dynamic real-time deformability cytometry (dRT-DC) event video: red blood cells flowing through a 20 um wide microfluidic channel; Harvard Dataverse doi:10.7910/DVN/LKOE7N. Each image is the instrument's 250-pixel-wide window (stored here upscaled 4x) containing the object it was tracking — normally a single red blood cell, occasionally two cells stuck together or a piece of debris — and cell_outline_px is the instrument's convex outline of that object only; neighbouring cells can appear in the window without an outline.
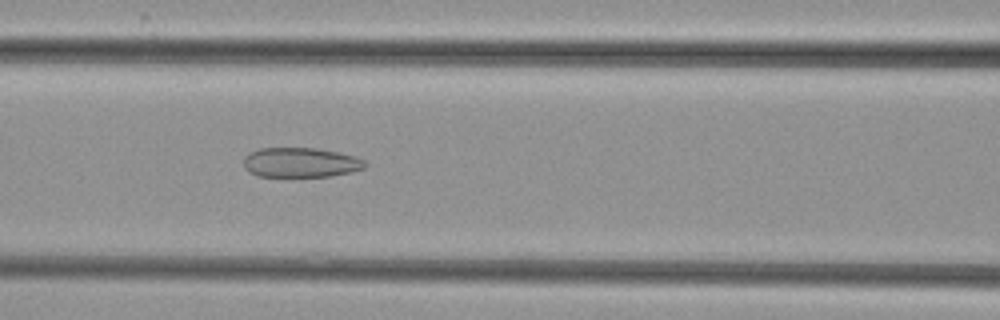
{"species": "common noctule bat (a hibernating species)", "species_latin": "Nyctalus noctula", "temperature_condition": "cold", "stored_images_in_passage": 42, "camera_frame_rate_fps": 3000, "um_per_image_px": 0.085, "animal": {"sex": "female", "body_mass_g": 29.2, "forearm_length_mm": 56.3}, "frame": {"image": 1, "passage_image": 12, "time_ms": 3.667, "image_size_px": [1000, 320], "cell_outline_px": [[368, 164], [364, 168], [332, 176], [256, 176], [248, 172], [244, 168], [244, 156], [248, 152], [260, 148], [316, 148], [336, 152], [352, 156], [364, 160]], "centroid_in_image_um": [25.49, 13.81], "position_along_channel_um": 141.1, "area_um2": 20.98}}
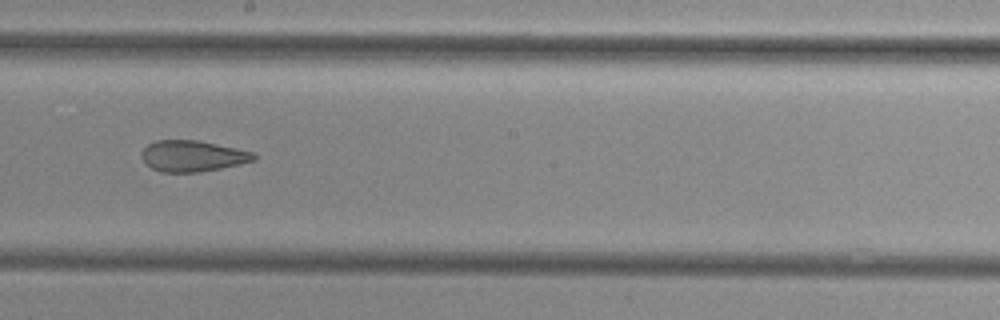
{"frame": {"image": 2, "passage_image": 19, "time_ms": 6.0, "image_size_px": [1000, 320], "cell_outline_px": [[256, 160], [240, 164], [200, 172], [160, 172], [152, 168], [140, 156], [140, 152], [148, 144], [156, 140], [196, 140], [236, 148], [252, 152], [256, 156]], "centroid_in_image_um": [16.35, 13.26], "position_along_channel_um": 231.9, "area_um2": 20.23}}
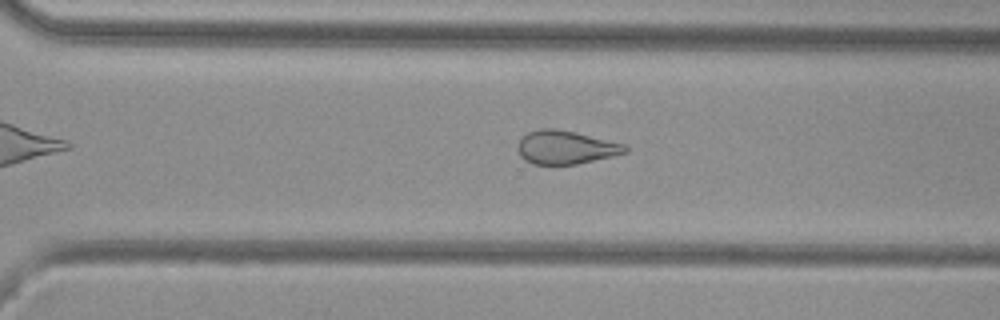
{"frame": {"image": 3, "passage_image": 26, "time_ms": 8.333, "image_size_px": [1000, 320], "cell_outline_px": [[628, 152], [612, 156], [576, 164], [532, 164], [524, 160], [520, 156], [516, 148], [516, 144], [528, 132], [540, 128], [556, 128], [576, 132], [624, 144], [628, 148]], "centroid_in_image_um": [48.04, 12.52], "position_along_channel_um": 322.6, "area_um2": 20.98}}